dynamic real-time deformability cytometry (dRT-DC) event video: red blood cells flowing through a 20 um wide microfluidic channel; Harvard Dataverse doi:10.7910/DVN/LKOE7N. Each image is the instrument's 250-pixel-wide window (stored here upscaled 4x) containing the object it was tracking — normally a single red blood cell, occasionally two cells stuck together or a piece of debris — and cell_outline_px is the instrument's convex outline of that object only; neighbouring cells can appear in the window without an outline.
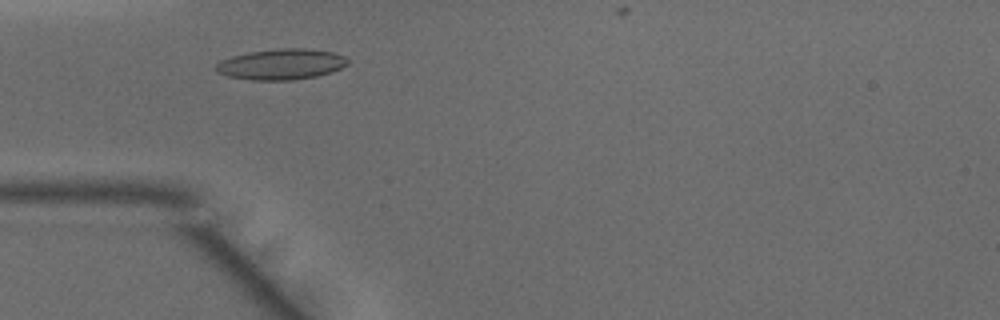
{"species": "common noctule bat (a hibernating species)", "species_latin": "Nyctalus noctula", "temperature_condition": "warm", "stored_images_in_passage": 31, "camera_frame_rate_fps": 3000, "um_per_image_px": 0.085, "animal": {"sex": "male", "body_mass_g": 15.6}, "frame": {"image": 1, "passage_image": 1, "time_ms": 0.0, "image_size_px": [1000, 320], "cell_outline_px": [[352, 60], [348, 64], [340, 68], [316, 76], [292, 80], [252, 80], [228, 76], [216, 72], [212, 68], [220, 60], [232, 56], [248, 52], [280, 48], [304, 48], [332, 52], [344, 56]], "centroid_in_image_um": [23.87, 5.46], "position_along_channel_um": 61.1, "area_um2": 23.7}}
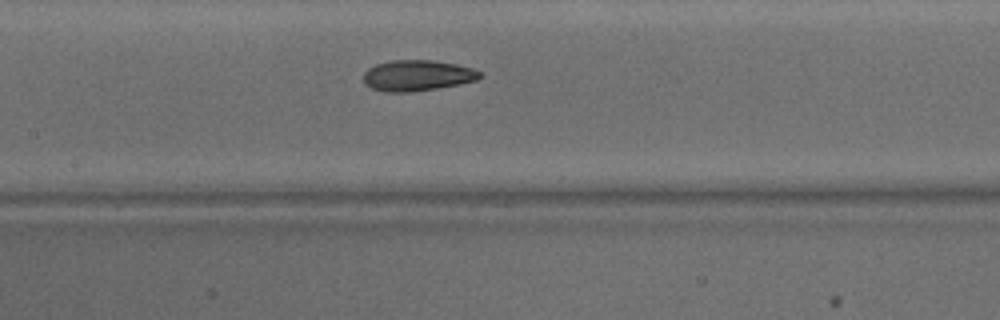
{"frame": {"image": 2, "passage_image": 9, "time_ms": 2.667, "image_size_px": [1000, 320], "cell_outline_px": [[484, 76], [476, 80], [460, 84], [436, 88], [408, 92], [384, 92], [372, 88], [364, 84], [364, 72], [368, 68], [376, 64], [392, 60], [432, 60], [456, 64], [472, 68], [480, 72]], "centroid_in_image_um": [35.46, 6.41], "position_along_channel_um": 171.9, "area_um2": 20.92}}
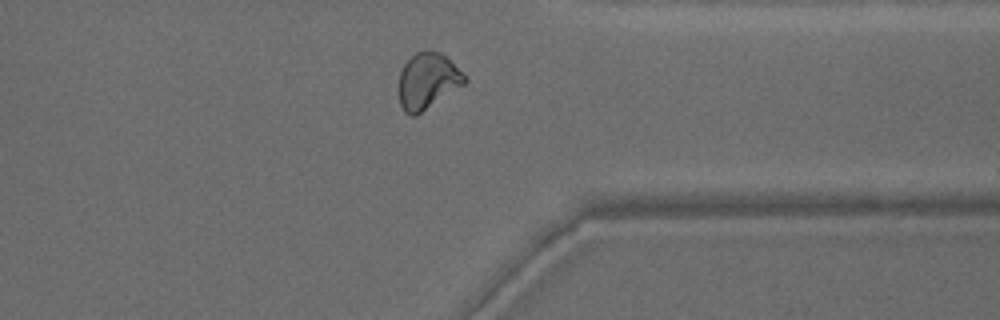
{"frame": {"image": 3, "passage_image": 24, "time_ms": 7.667, "image_size_px": [1000, 320], "cell_outline_px": [[468, 80], [464, 84], [416, 116], [412, 116], [404, 112], [400, 104], [400, 72], [404, 64], [416, 52], [440, 52]], "centroid_in_image_um": [36.32, 6.92], "position_along_channel_um": 375.1, "area_um2": 20.75}, "authors_computed_cell_mechanics": {"area_um2": 20.808, "velocity_mm_per_s": 4.1706, "shape_relaxation_time_tau1_ms": 6.9339, "shape_relaxation_time_tau2_ms": 2.1843, "deformation_change_tau1": 0.1896, "deformation_change_tau2": 0.0749}}